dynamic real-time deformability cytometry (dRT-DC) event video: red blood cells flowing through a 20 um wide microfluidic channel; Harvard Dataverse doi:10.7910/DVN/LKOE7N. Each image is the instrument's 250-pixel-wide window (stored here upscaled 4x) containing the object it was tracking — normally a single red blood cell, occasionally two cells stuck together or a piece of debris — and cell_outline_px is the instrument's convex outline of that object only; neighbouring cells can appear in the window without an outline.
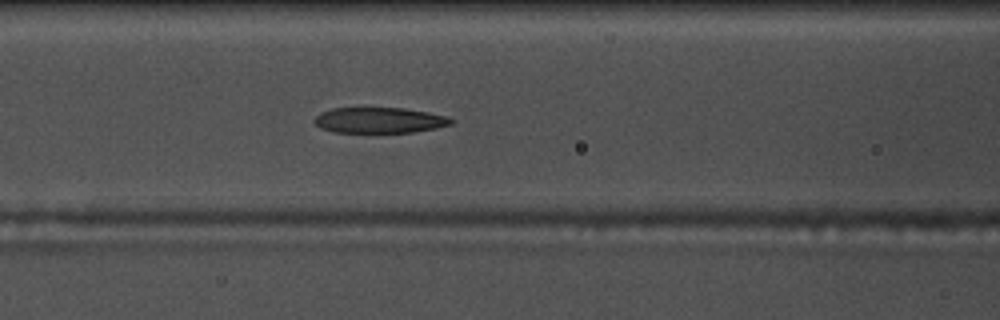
{"species": "common noctule bat (a hibernating species)", "species_latin": "Nyctalus noctula", "temperature_condition": "warm", "stored_images_in_passage": 45, "camera_frame_rate_fps": 3000, "um_per_image_px": 0.085, "animal": {"sex": "male", "body_mass_g": 17.5, "forearm_length_mm": 52.3}, "frame": {"image": 1, "passage_image": 13, "time_ms": 4.0, "image_size_px": [1000, 320], "cell_outline_px": [[456, 120], [452, 124], [436, 128], [412, 132], [332, 132], [320, 128], [312, 120], [320, 112], [332, 108], [404, 108], [428, 112], [448, 116]], "centroid_in_image_um": [32.26, 10.21], "position_along_channel_um": 134.3, "area_um2": 20.58}}
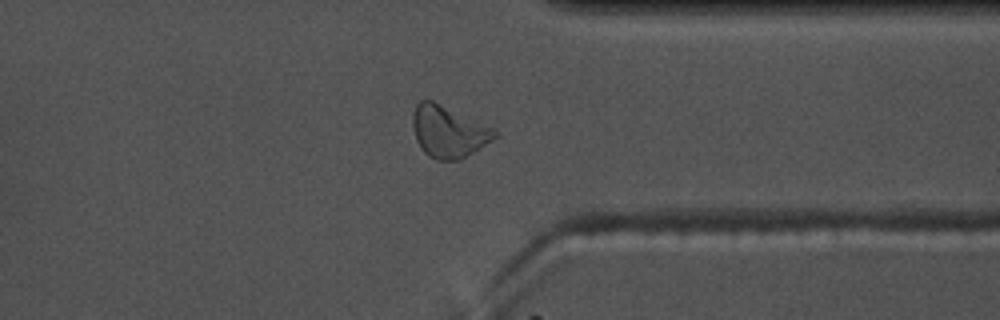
{"frame": {"image": 2, "passage_image": 33, "time_ms": 10.667, "image_size_px": [1000, 320], "cell_outline_px": [[496, 136], [492, 140], [460, 160], [436, 160], [428, 156], [424, 152], [416, 140], [412, 128], [412, 116], [416, 104], [420, 100], [432, 100], [496, 128]], "centroid_in_image_um": [38.1, 11.18], "position_along_channel_um": 373.3, "area_um2": 24.8}}
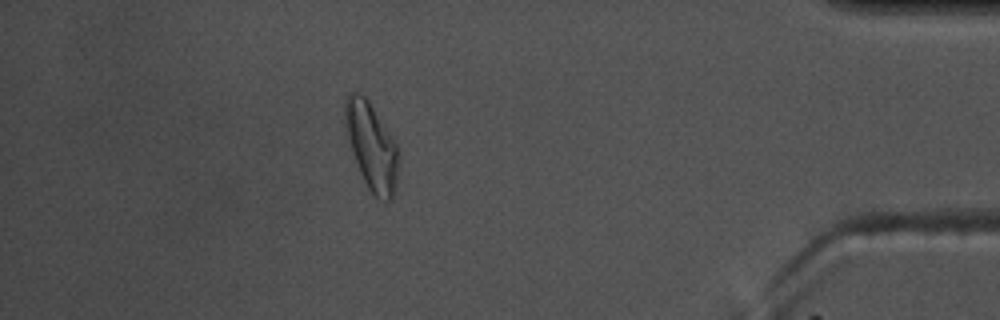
{"frame": {"image": 3, "passage_image": 39, "time_ms": 12.667, "image_size_px": [1000, 320], "cell_outline_px": [[396, 184], [392, 200], [384, 204], [368, 188], [360, 172], [344, 132], [344, 100], [348, 92], [356, 92], [364, 96], [368, 100], [396, 144]], "centroid_in_image_um": [31.51, 12.42], "position_along_channel_um": 403.7, "area_um2": 26.82}, "authors_computed_cell_mechanics": {"area_um2": 22.253, "velocity_mm_per_s": 3.6303, "shape_relaxation_time_tau1_ms": 6.0397, "shape_relaxation_time_tau2_ms": 1.812, "deformation_change_tau1": 0.1976, "deformation_change_tau2": 0.1016}}